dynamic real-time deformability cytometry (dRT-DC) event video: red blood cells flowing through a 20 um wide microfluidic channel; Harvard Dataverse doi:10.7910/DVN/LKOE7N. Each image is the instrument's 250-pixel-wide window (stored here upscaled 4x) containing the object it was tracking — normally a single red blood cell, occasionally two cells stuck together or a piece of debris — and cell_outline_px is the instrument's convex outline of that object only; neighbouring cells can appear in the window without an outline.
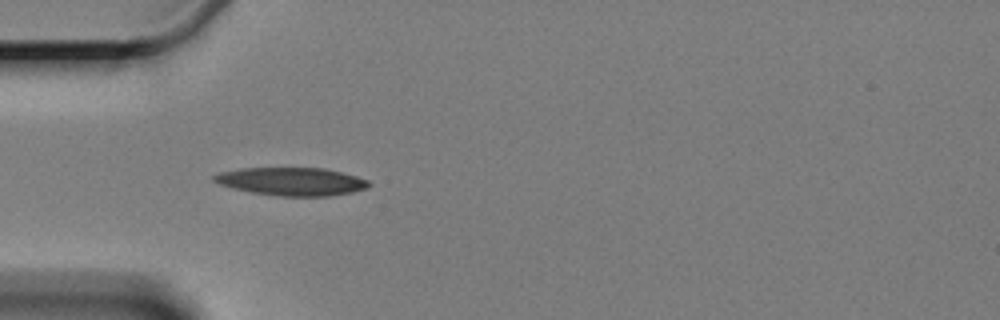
{"species": "Egyptian fruit bat (a non-hibernating species)", "species_latin": "Rousettus aegyptiacus", "temperature_condition": "cold", "stored_images_in_passage": 8, "camera_frame_rate_fps": 3000, "um_per_image_px": 0.085, "animal": {"sex": "female"}, "frame": {"image": 1, "passage_image": 6, "time_ms": 5.667, "image_size_px": [1000, 320], "cell_outline_px": [[372, 184], [364, 188], [352, 192], [328, 196], [280, 196], [252, 192], [232, 188], [220, 184], [212, 180], [212, 176], [220, 172], [244, 168], [324, 168], [356, 176], [368, 180]], "centroid_in_image_um": [24.77, 15.42], "position_along_channel_um": 60.2, "area_um2": 25.09}}
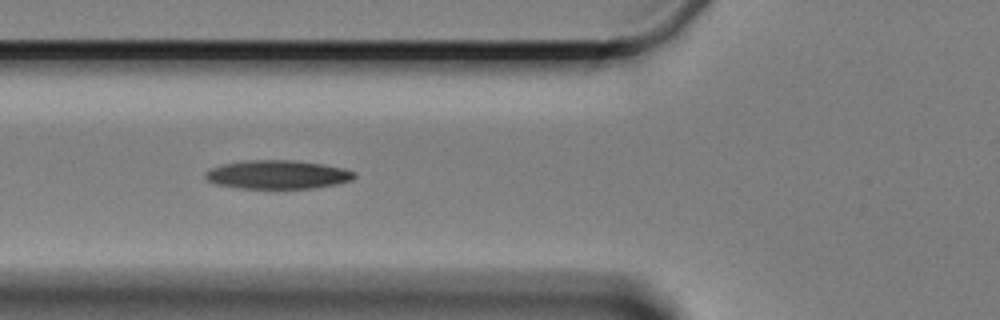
{"frame": {"image": 2, "passage_image": 7, "time_ms": 7.0, "image_size_px": [1000, 320], "cell_outline_px": [[356, 176], [352, 180], [336, 184], [316, 188], [240, 188], [216, 184], [208, 180], [204, 176], [204, 172], [220, 164], [240, 160], [292, 160], [324, 164], [344, 168], [356, 172]], "centroid_in_image_um": [23.59, 14.83], "position_along_channel_um": 102.2, "area_um2": 25.09}}
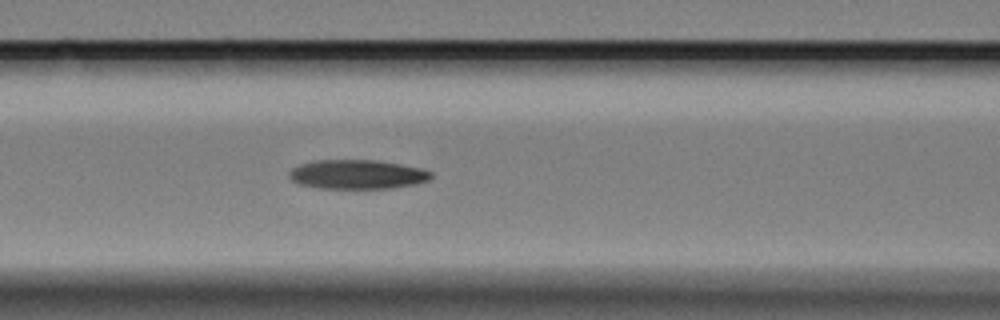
{"frame": {"image": 3, "passage_image": 8, "time_ms": 8.0, "image_size_px": [1000, 320], "cell_outline_px": [[432, 176], [428, 180], [416, 184], [392, 188], [320, 188], [296, 184], [288, 176], [288, 172], [292, 168], [300, 164], [316, 160], [376, 160], [400, 164], [420, 168], [432, 172]], "centroid_in_image_um": [30.33, 14.82], "position_along_channel_um": 136.3, "area_um2": 24.22}}